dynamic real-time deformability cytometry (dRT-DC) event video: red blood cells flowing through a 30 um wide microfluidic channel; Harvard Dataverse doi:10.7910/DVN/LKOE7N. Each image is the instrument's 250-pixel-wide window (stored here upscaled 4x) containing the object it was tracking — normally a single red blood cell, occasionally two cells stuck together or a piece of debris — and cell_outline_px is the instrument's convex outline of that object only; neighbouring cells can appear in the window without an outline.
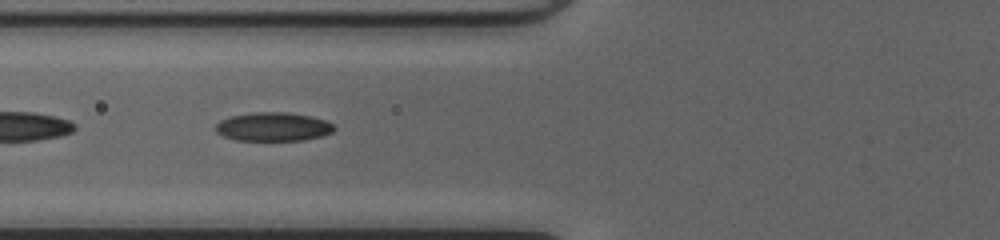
{"species": "common noctule bat (a hibernating species)", "species_latin": "Nyctalus noctula", "temperature_condition": "cold", "stored_images_in_passage": 29, "camera_frame_rate_fps": 3000, "um_per_image_px": 0.085, "animal": {"sex": "female", "body_mass_g": 20.0, "forearm_length_mm": 54.0}, "frame": {"image": 1, "passage_image": 6, "time_ms": 1.667, "image_size_px": [1000, 240], "cell_outline_px": [[336, 128], [332, 132], [320, 136], [304, 140], [236, 140], [224, 136], [216, 132], [212, 128], [220, 120], [228, 116], [252, 112], [284, 112], [312, 116], [328, 120]], "centroid_in_image_um": [23.19, 10.76], "position_along_channel_um": 102.6, "area_um2": 20.06}}
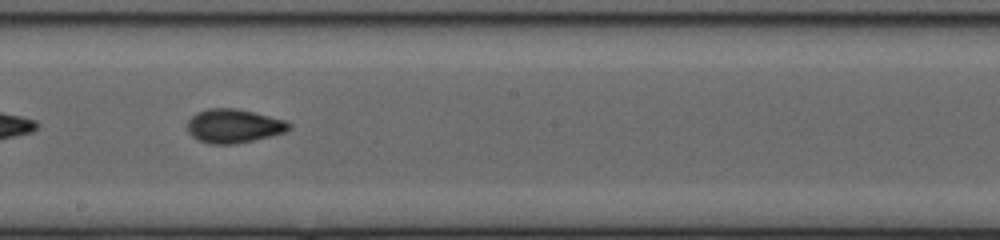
{"frame": {"image": 2, "passage_image": 15, "time_ms": 4.667, "image_size_px": [1000, 240], "cell_outline_px": [[292, 128], [284, 132], [236, 144], [208, 144], [196, 140], [188, 132], [188, 120], [196, 112], [208, 108], [236, 108], [288, 120], [292, 124]], "centroid_in_image_um": [19.86, 10.7], "position_along_channel_um": 228.3, "area_um2": 20.23}}
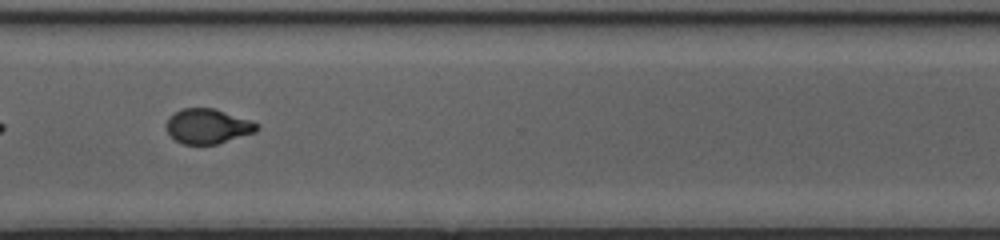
{"frame": {"image": 3, "passage_image": 24, "time_ms": 7.667, "image_size_px": [1000, 240], "cell_outline_px": [[260, 128], [256, 132], [216, 144], [184, 144], [176, 140], [168, 132], [168, 120], [176, 112], [184, 108], [212, 108], [252, 120], [260, 124]], "centroid_in_image_um": [17.74, 10.73], "position_along_channel_um": 352.9, "area_um2": 18.09}, "authors_computed_cell_mechanics": {"area_um2": 19.5942, "velocity_mm_per_s": 4.1692, "shape_relaxation_time_tau1_ms": 4.3493, "shape_relaxation_time_tau2_ms": 1.3644, "deformation_change_tau1": 0.1777, "deformation_change_tau2": 0.0636}}